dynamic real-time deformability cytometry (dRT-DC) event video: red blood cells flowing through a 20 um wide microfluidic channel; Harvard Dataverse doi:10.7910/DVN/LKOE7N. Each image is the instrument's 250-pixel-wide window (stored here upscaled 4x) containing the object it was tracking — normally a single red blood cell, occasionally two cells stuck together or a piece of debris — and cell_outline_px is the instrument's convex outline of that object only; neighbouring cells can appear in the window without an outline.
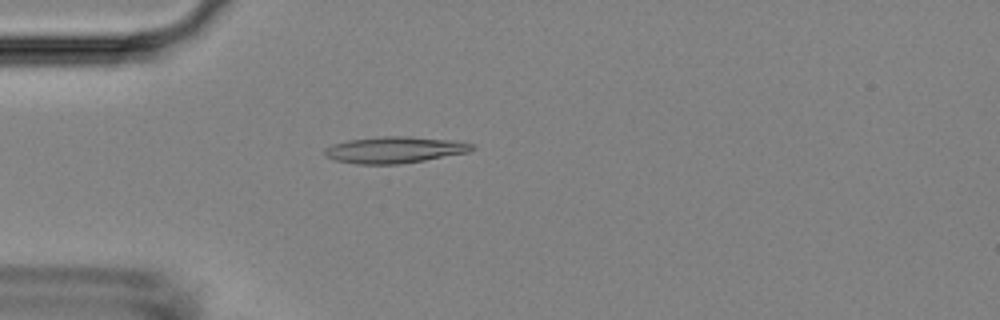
{"species": "Egyptian fruit bat (a non-hibernating species)", "species_latin": "Rousettus aegyptiacus", "temperature_condition": "room temperature", "stored_images_in_passage": 54, "camera_frame_rate_fps": 3000, "um_per_image_px": 0.085, "animal": {"sex": "female"}, "frame": {"image": 1, "passage_image": 15, "time_ms": 4.667, "image_size_px": [1000, 320], "cell_outline_px": [[476, 148], [468, 152], [424, 160], [400, 164], [356, 164], [336, 160], [324, 156], [324, 148], [332, 144], [348, 140], [384, 136], [412, 136], [456, 140], [476, 144]], "centroid_in_image_um": [33.57, 12.72], "position_along_channel_um": 51.4, "area_um2": 22.95}}
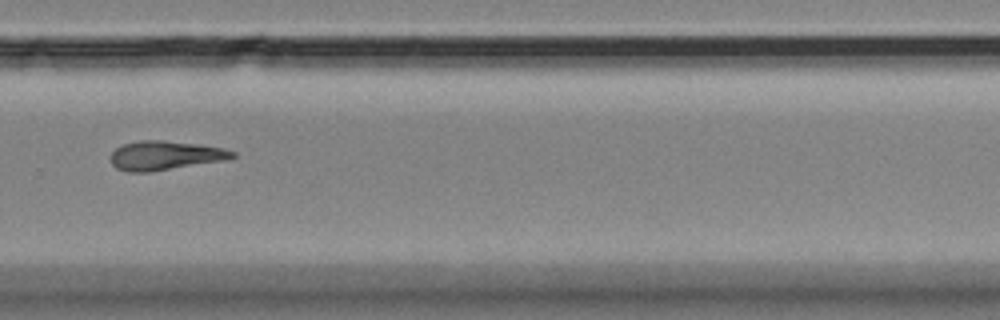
{"frame": {"image": 2, "passage_image": 37, "time_ms": 12.0, "image_size_px": [1000, 320], "cell_outline_px": [[236, 156], [224, 160], [152, 172], [128, 172], [116, 168], [112, 164], [108, 156], [116, 148], [124, 144], [140, 140], [164, 140], [196, 144], [224, 148], [236, 152]], "centroid_in_image_um": [14.0, 13.22], "position_along_channel_um": 315.8, "area_um2": 20.75}}
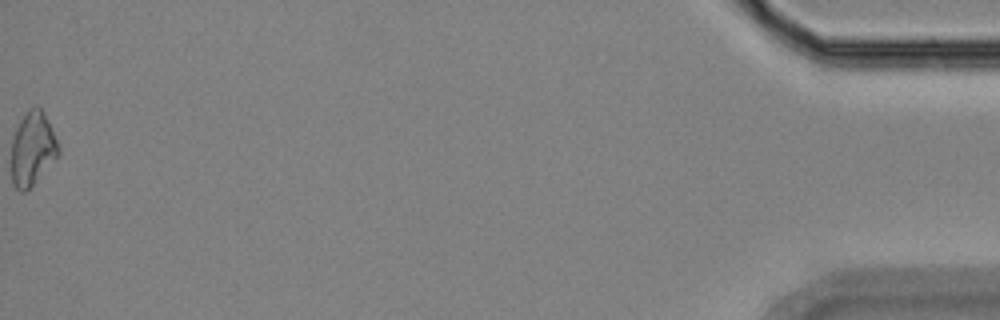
{"frame": {"image": 3, "passage_image": 54, "time_ms": 17.667, "image_size_px": [1000, 320], "cell_outline_px": [[60, 152], [32, 184], [24, 192], [20, 192], [12, 184], [12, 140], [16, 128], [20, 120], [36, 104], [40, 108], [60, 148]], "centroid_in_image_um": [2.73, 12.66], "position_along_channel_um": 432.5, "area_um2": 19.31}}